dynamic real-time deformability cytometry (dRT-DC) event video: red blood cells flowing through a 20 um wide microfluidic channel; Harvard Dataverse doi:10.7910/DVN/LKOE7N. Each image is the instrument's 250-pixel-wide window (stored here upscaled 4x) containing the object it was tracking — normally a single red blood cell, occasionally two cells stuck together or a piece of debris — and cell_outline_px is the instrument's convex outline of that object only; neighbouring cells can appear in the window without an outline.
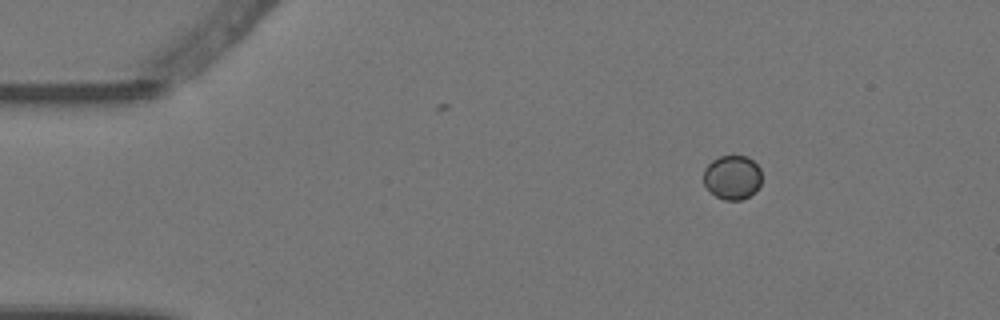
{"species": "Egyptian fruit bat (a non-hibernating species)", "species_latin": "Rousettus aegyptiacus", "temperature_condition": "warm", "stored_images_in_passage": 5, "camera_frame_rate_fps": 3000, "um_per_image_px": 0.085, "animal": {"sex": "female"}, "frame": {"image": 1, "passage_image": 1, "time_ms": 0.0, "image_size_px": [1000, 320], "cell_outline_px": [[760, 184], [756, 192], [740, 200], [724, 200], [716, 196], [704, 184], [704, 168], [712, 160], [720, 156], [748, 156], [760, 168]], "centroid_in_image_um": [62.25, 15.07], "position_along_channel_um": 22.8, "area_um2": 14.91}}
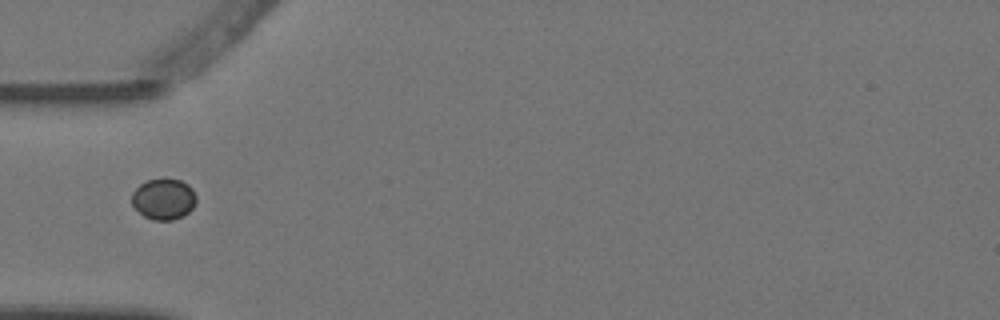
{"frame": {"image": 2, "passage_image": 4, "time_ms": 1.0, "image_size_px": [1000, 320], "cell_outline_px": [[196, 200], [192, 208], [184, 216], [172, 220], [152, 220], [144, 216], [132, 204], [132, 192], [140, 184], [148, 180], [164, 176], [180, 180], [188, 184], [192, 188], [196, 196]], "centroid_in_image_um": [13.92, 16.88], "position_along_channel_um": 71.1, "area_um2": 15.66}}
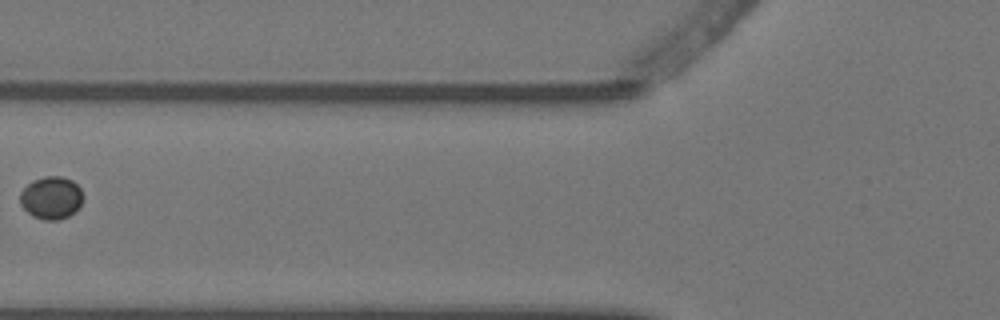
{"frame": {"image": 3, "passage_image": 5, "time_ms": 1.333, "image_size_px": [1000, 320], "cell_outline_px": [[84, 196], [80, 204], [68, 216], [56, 220], [44, 220], [32, 216], [20, 204], [20, 192], [32, 180], [44, 176], [60, 176], [72, 180], [80, 188]], "centroid_in_image_um": [4.34, 16.79], "position_along_channel_um": 121.5, "area_um2": 15.55}}